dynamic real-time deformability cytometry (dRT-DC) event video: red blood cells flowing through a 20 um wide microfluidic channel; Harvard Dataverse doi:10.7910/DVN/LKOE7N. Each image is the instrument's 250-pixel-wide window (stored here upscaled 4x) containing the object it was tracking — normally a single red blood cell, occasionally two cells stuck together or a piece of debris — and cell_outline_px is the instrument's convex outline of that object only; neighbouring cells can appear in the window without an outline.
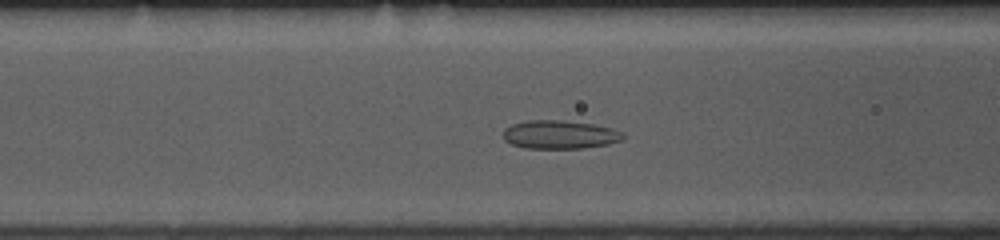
{"species": "common noctule bat (a hibernating species)", "species_latin": "Nyctalus noctula", "temperature_condition": "room temperature", "stored_images_in_passage": 40, "camera_frame_rate_fps": 3000, "um_per_image_px": 0.085, "animal": {"sex": "female", "body_mass_g": 10.0, "forearm_length_mm": 53.1}, "frame": {"image": 1, "passage_image": 8, "time_ms": 2.333, "image_size_px": [1000, 240], "cell_outline_px": [[624, 140], [608, 144], [584, 148], [524, 148], [512, 144], [504, 140], [504, 128], [512, 124], [528, 120], [560, 120], [592, 124], [612, 128], [624, 132]], "centroid_in_image_um": [47.6, 11.44], "position_along_channel_um": 119.0, "area_um2": 19.94}}
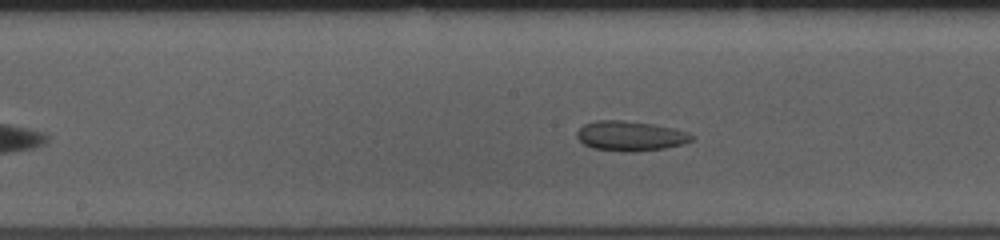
{"frame": {"image": 2, "passage_image": 14, "time_ms": 4.333, "image_size_px": [1000, 240], "cell_outline_px": [[696, 140], [684, 144], [664, 148], [636, 152], [624, 152], [592, 148], [584, 144], [576, 136], [576, 132], [584, 124], [596, 120], [624, 120], [652, 124], [672, 128], [688, 132], [696, 136]], "centroid_in_image_um": [53.62, 11.56], "position_along_channel_um": 194.6, "area_um2": 20.23}}
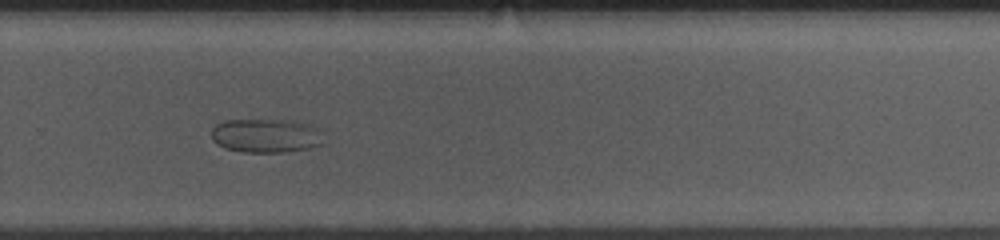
{"frame": {"image": 3, "passage_image": 23, "time_ms": 7.333, "image_size_px": [1000, 240], "cell_outline_px": [[324, 144], [312, 148], [284, 152], [240, 152], [224, 148], [216, 144], [212, 140], [212, 128], [216, 124], [224, 120], [288, 120], [312, 124], [316, 128]], "centroid_in_image_um": [22.58, 11.54], "position_along_channel_um": 307.2, "area_um2": 22.37}}